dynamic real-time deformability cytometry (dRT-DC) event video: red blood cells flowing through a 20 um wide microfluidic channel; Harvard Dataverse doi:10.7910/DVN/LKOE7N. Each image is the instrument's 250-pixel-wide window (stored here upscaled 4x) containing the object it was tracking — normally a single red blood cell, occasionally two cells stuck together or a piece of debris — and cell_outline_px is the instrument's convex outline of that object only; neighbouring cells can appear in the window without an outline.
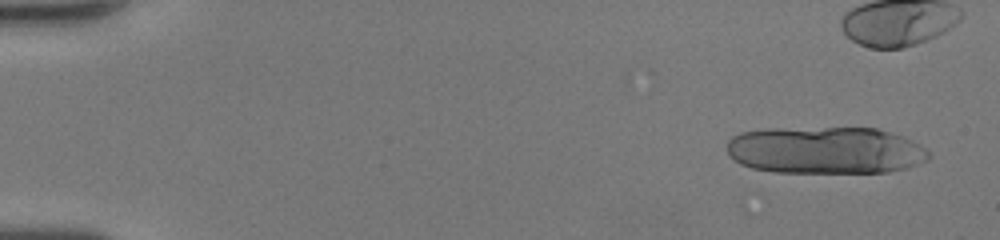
{"species": "human", "species_latin": "Homo sapiens", "temperature_condition": "room temperature", "stored_images_in_passage": 17, "camera_frame_rate_fps": 3000, "um_per_image_px": 0.085, "donor": {"sex": "female"}, "frame": {"image": 1, "passage_image": 3, "time_ms": 0.667, "image_size_px": [1000, 240], "cell_outline_px": [[932, 156], [928, 160], [908, 168], [888, 172], [776, 172], [752, 168], [740, 164], [728, 152], [728, 140], [732, 136], [740, 132], [768, 128], [876, 128], [912, 140], [924, 148]], "centroid_in_image_um": [70.16, 12.77], "position_along_channel_um": 14.8, "area_um2": 55.55}}